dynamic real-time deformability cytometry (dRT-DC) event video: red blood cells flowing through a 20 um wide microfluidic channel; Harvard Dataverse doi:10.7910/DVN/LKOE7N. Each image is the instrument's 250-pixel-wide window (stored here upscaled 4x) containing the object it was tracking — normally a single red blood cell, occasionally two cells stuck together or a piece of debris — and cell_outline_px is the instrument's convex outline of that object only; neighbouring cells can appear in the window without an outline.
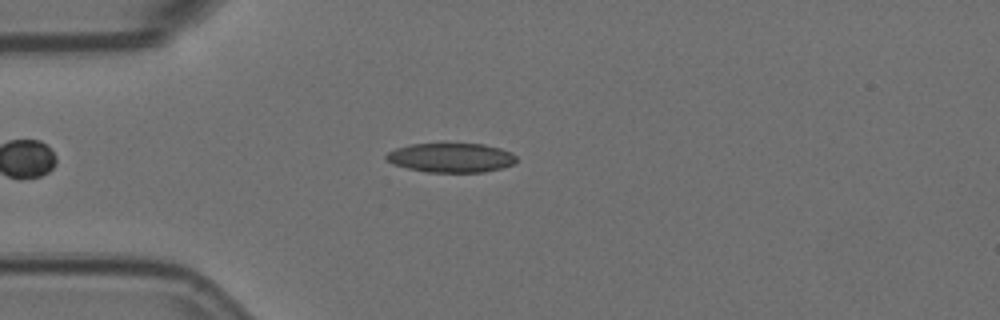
{"species": "Egyptian fruit bat (a non-hibernating species)", "species_latin": "Rousettus aegyptiacus", "temperature_condition": "room temperature", "stored_images_in_passage": 5, "camera_frame_rate_fps": 3000, "um_per_image_px": 0.085, "animal": {"sex": "female"}, "frame": {"image": 1, "passage_image": 5, "time_ms": 1.333, "image_size_px": [1000, 320], "cell_outline_px": [[516, 160], [512, 164], [500, 168], [484, 172], [428, 172], [408, 168], [392, 164], [384, 156], [388, 152], [396, 148], [412, 144], [440, 140], [444, 140], [484, 144], [500, 148], [512, 152], [516, 156]], "centroid_in_image_um": [38.31, 13.34], "position_along_channel_um": 46.7, "area_um2": 23.18}}